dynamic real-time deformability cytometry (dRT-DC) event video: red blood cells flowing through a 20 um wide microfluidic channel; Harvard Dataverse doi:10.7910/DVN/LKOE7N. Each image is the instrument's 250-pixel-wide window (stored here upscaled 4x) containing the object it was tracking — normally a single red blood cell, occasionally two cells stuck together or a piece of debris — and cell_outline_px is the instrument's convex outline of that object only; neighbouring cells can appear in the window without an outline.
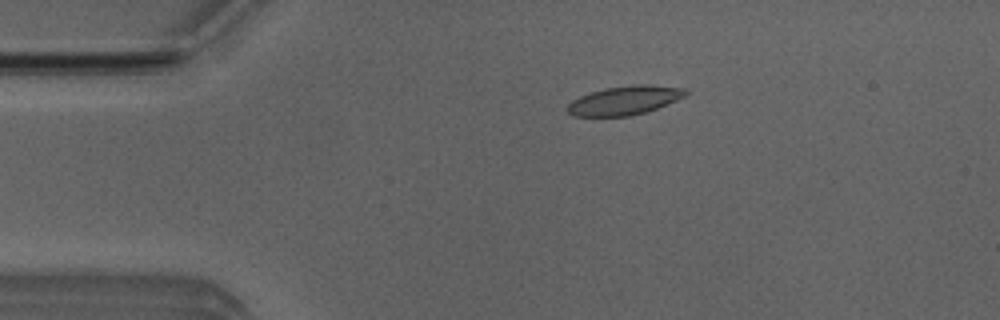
{"species": "Egyptian fruit bat (a non-hibernating species)", "species_latin": "Rousettus aegyptiacus", "temperature_condition": "room temperature", "stored_images_in_passage": 50, "camera_frame_rate_fps": 3000, "um_per_image_px": 0.085, "animal": {"sex": "male"}, "frame": {"image": 1, "passage_image": 9, "time_ms": 2.667, "image_size_px": [1000, 320], "cell_outline_px": [[688, 92], [684, 96], [676, 100], [656, 108], [644, 112], [628, 116], [572, 116], [564, 108], [572, 100], [580, 96], [604, 88], [632, 84], [648, 84], [688, 88]], "centroid_in_image_um": [53.07, 8.52], "position_along_channel_um": 31.9, "area_um2": 19.94}}
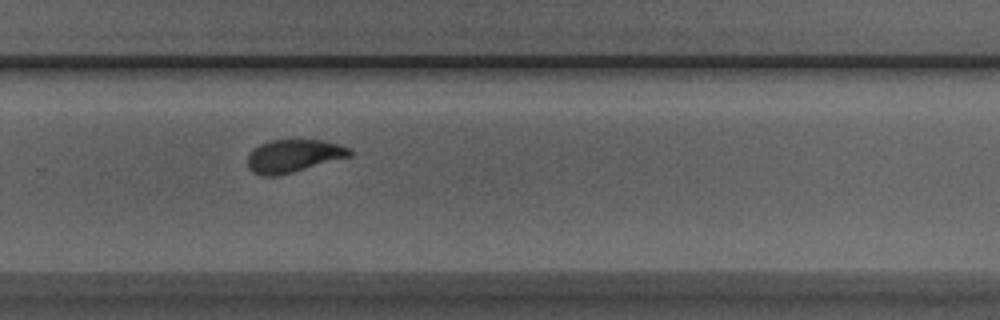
{"frame": {"image": 2, "passage_image": 33, "time_ms": 10.667, "image_size_px": [1000, 320], "cell_outline_px": [[352, 156], [292, 172], [276, 176], [260, 176], [252, 172], [248, 168], [248, 156], [260, 144], [272, 140], [324, 140], [352, 148]], "centroid_in_image_um": [24.98, 13.25], "position_along_channel_um": 304.8, "area_um2": 19.48}}
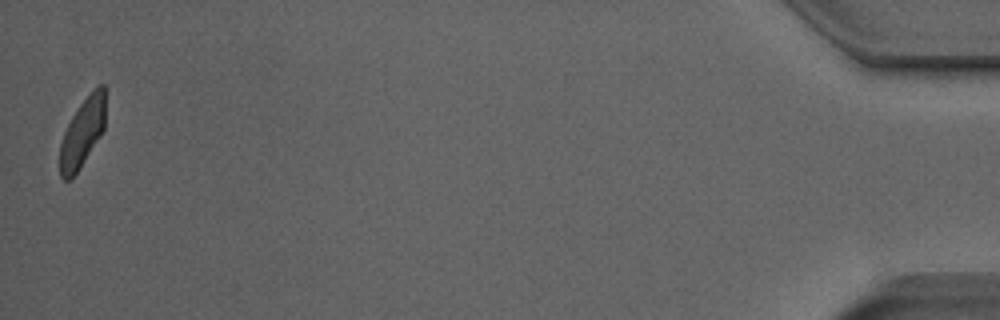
{"frame": {"image": 3, "passage_image": 50, "time_ms": 16.333, "image_size_px": [1000, 320], "cell_outline_px": [[104, 128], [100, 136], [80, 168], [68, 180], [64, 180], [60, 176], [60, 144], [64, 132], [72, 116], [80, 104], [100, 84], [104, 84]], "centroid_in_image_um": [6.99, 11.31], "position_along_channel_um": 428.2, "area_um2": 17.69}, "authors_computed_cell_mechanics": {"area_um2": 19.7098, "velocity_mm_per_s": 3.9508, "shape_relaxation_time_tau1_ms": 3.3805, "shape_relaxation_time_tau2_ms": 1.1075, "deformation_change_tau1": 0.1469, "deformation_change_tau2": 0.0692}}